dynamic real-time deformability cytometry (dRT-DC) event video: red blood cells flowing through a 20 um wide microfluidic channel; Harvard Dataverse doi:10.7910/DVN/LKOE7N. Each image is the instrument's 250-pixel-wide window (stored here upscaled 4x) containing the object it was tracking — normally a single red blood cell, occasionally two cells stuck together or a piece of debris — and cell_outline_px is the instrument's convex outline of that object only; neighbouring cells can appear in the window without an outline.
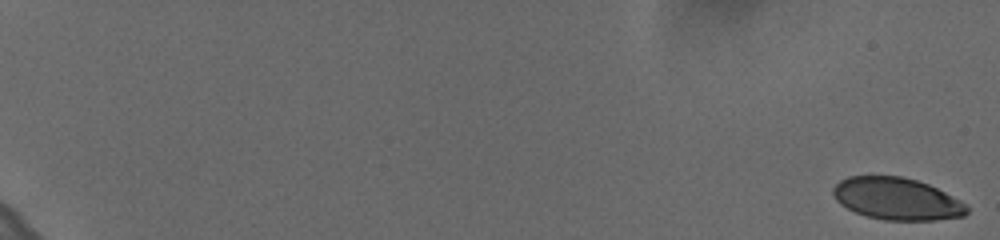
{"species": "human", "species_latin": "Homo sapiens", "temperature_condition": "cold", "stored_images_in_passage": 61, "camera_frame_rate_fps": 3000, "um_per_image_px": 0.085, "donor": {"sex": "female"}, "frame": {"image": 1, "passage_image": 1, "time_ms": 0.0, "image_size_px": [1000, 240], "cell_outline_px": [[968, 212], [964, 216], [936, 220], [884, 220], [868, 216], [856, 212], [840, 204], [836, 200], [832, 192], [832, 188], [840, 180], [848, 176], [900, 176], [916, 180], [928, 184], [960, 200], [968, 208]], "centroid_in_image_um": [76.21, 16.9], "position_along_channel_um": 8.8, "area_um2": 32.66}}
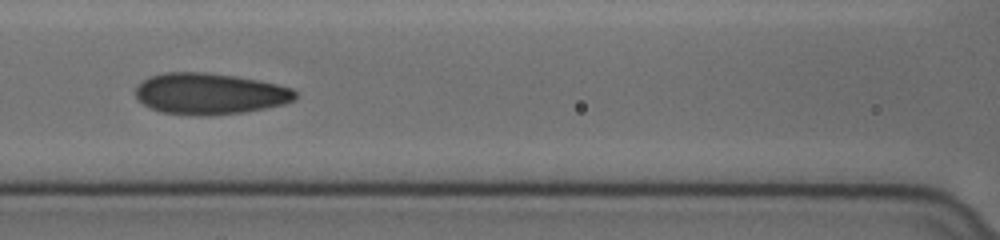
{"frame": {"image": 2, "passage_image": 32, "time_ms": 10.333, "image_size_px": [1000, 240], "cell_outline_px": [[296, 100], [284, 104], [244, 112], [208, 116], [196, 116], [164, 112], [152, 108], [144, 104], [136, 96], [136, 88], [148, 76], [164, 72], [204, 72], [236, 76], [260, 80], [292, 88], [296, 92]], "centroid_in_image_um": [17.85, 7.96], "position_along_channel_um": 148.7, "area_um2": 38.44}}
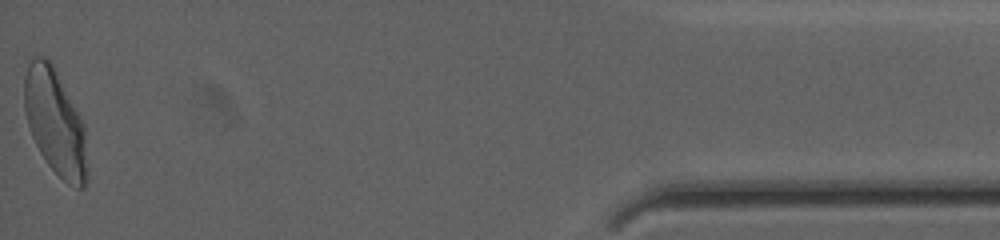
{"frame": {"image": 3, "passage_image": 61, "time_ms": 20.0, "image_size_px": [1000, 240], "cell_outline_px": [[88, 180], [84, 188], [76, 188], [68, 184], [48, 164], [40, 152], [32, 136], [28, 124], [24, 108], [24, 76], [28, 64], [32, 56], [44, 56], [52, 64], [80, 116], [84, 128], [88, 168]], "centroid_in_image_um": [4.69, 10.41], "position_along_channel_um": 430.5, "area_um2": 38.55}, "authors_computed_cell_mechanics": {"area_um2": 36.703, "velocity_mm_per_s": 3.6167, "shape_relaxation_time_tau1_ms": 6.3984, "shape_relaxation_time_tau2_ms": 1.0109, "deformation_change_tau1": 0.1836, "deformation_change_tau2": 0.0705}}